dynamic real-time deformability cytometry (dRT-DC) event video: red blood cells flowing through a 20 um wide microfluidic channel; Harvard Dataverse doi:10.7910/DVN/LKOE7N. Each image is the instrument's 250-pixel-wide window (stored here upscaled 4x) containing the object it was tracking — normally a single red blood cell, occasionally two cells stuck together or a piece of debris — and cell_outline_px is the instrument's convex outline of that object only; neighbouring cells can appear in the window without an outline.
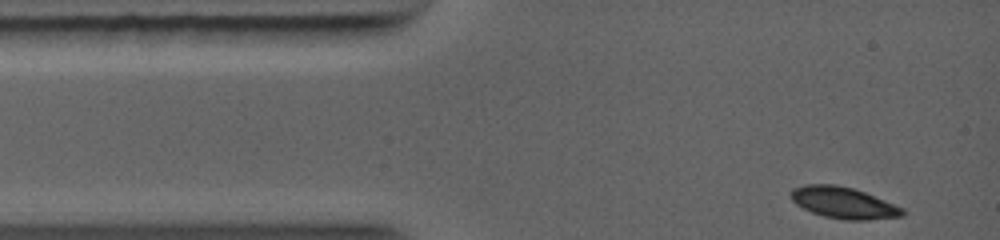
{"species": "common noctule bat (a hibernating species)", "species_latin": "Nyctalus noctula", "temperature_condition": "warm", "stored_images_in_passage": 31, "camera_frame_rate_fps": 5000, "um_per_image_px": 0.085, "animal": {"sex": "female", "body_mass_g": 19.0, "forearm_length_mm": 56.7}, "frame": {"image": 1, "passage_image": 1, "time_ms": 0.0, "image_size_px": [1000, 240], "cell_outline_px": [[908, 212], [904, 216], [868, 220], [844, 220], [824, 216], [812, 212], [796, 204], [792, 200], [788, 192], [792, 188], [804, 184], [836, 184], [852, 188], [864, 192], [904, 208]], "centroid_in_image_um": [71.7, 17.23], "position_along_channel_um": 13.3, "area_um2": 20.63}}
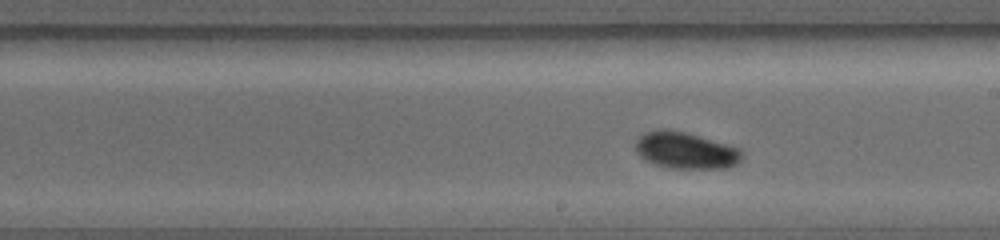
{"frame": {"image": 2, "passage_image": 19, "time_ms": 5.6, "image_size_px": [1000, 240], "cell_outline_px": [[744, 156], [736, 164], [728, 168], [672, 168], [656, 164], [644, 160], [636, 152], [636, 140], [644, 132], [660, 128], [672, 128], [688, 132], [744, 148]], "centroid_in_image_um": [58.33, 12.75], "position_along_channel_um": 230.7, "area_um2": 23.41}}
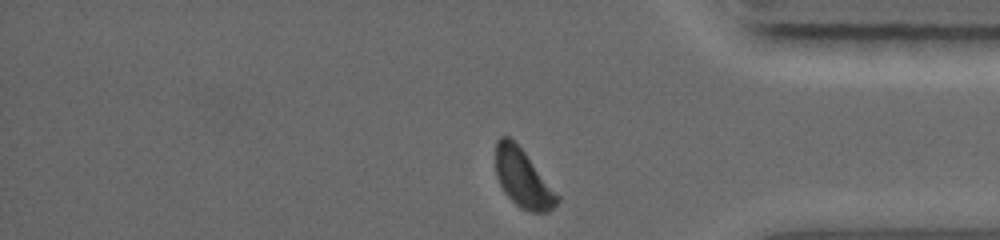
{"frame": {"image": 3, "passage_image": 31, "time_ms": 9.2, "image_size_px": [1000, 240], "cell_outline_px": [[560, 200], [548, 212], [532, 212], [520, 208], [504, 192], [496, 176], [496, 140], [500, 136], [508, 136], [524, 152], [560, 196]], "centroid_in_image_um": [44.44, 15.18], "position_along_channel_um": 390.8, "area_um2": 20.58}}